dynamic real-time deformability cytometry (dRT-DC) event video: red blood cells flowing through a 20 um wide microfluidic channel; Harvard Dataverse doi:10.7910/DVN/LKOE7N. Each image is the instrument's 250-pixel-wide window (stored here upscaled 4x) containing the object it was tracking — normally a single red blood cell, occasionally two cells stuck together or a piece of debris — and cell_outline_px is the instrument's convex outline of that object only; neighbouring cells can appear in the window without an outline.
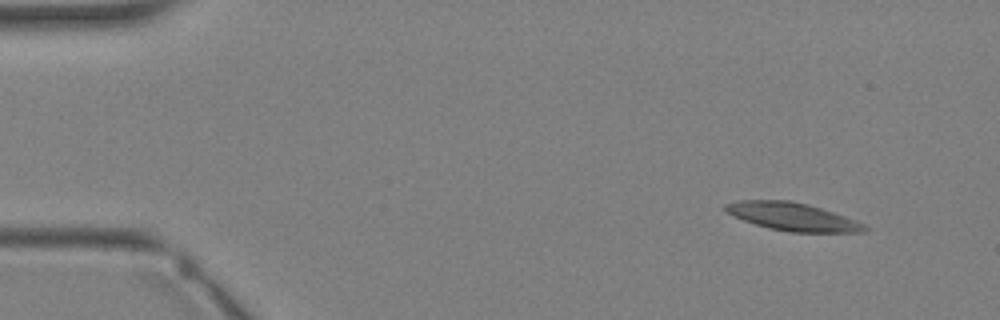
{"species": "Egyptian fruit bat (a non-hibernating species)", "species_latin": "Rousettus aegyptiacus", "temperature_condition": "warm", "stored_images_in_passage": 4, "camera_frame_rate_fps": 3000, "um_per_image_px": 0.085, "animal": {"sex": "female"}, "frame": {"image": 1, "passage_image": 1, "time_ms": 0.0, "image_size_px": [1000, 320], "cell_outline_px": [[868, 228], [864, 232], [792, 232], [768, 228], [744, 220], [728, 212], [724, 208], [724, 204], [740, 200], [788, 200], [808, 204], [856, 220], [864, 224]], "centroid_in_image_um": [67.38, 18.41], "position_along_channel_um": 17.6, "area_um2": 22.31}}